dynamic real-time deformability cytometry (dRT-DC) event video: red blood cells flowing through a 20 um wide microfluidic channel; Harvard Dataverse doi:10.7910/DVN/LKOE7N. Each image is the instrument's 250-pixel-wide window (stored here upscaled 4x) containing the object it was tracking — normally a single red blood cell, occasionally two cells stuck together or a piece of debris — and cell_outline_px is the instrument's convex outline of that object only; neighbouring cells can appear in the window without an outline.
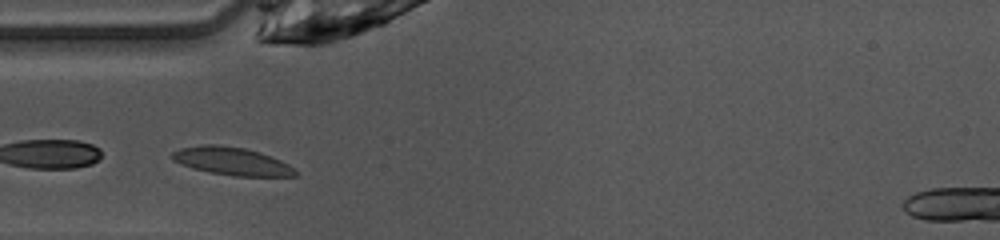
{"species": "common noctule bat (a hibernating species)", "species_latin": "Nyctalus noctula", "temperature_condition": "warm", "stored_images_in_passage": 10, "camera_frame_rate_fps": 3000, "um_per_image_px": 0.085, "animal": {"sex": "female", "body_mass_g": 10.0, "forearm_length_mm": 53.1}, "frame": {"image": 1, "passage_image": 2, "time_ms": 0.333, "image_size_px": [1000, 240], "cell_outline_px": [[296, 176], [236, 176], [208, 172], [192, 168], [180, 164], [172, 160], [168, 156], [172, 152], [180, 148], [204, 144], [216, 144], [244, 148], [260, 152], [272, 156], [288, 164], [296, 172]], "centroid_in_image_um": [19.64, 13.69], "position_along_channel_um": 65.4, "area_um2": 20.11}}
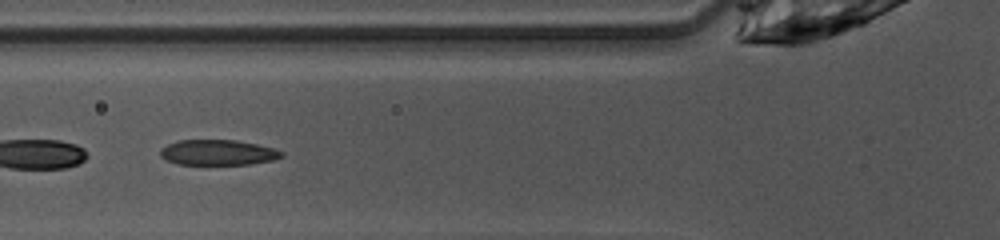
{"frame": {"image": 2, "passage_image": 5, "time_ms": 1.333, "image_size_px": [1000, 240], "cell_outline_px": [[284, 156], [272, 160], [248, 164], [176, 164], [160, 156], [160, 148], [176, 140], [236, 140], [256, 144], [272, 148], [284, 152]], "centroid_in_image_um": [18.5, 12.95], "position_along_channel_um": 107.3, "area_um2": 17.86}}